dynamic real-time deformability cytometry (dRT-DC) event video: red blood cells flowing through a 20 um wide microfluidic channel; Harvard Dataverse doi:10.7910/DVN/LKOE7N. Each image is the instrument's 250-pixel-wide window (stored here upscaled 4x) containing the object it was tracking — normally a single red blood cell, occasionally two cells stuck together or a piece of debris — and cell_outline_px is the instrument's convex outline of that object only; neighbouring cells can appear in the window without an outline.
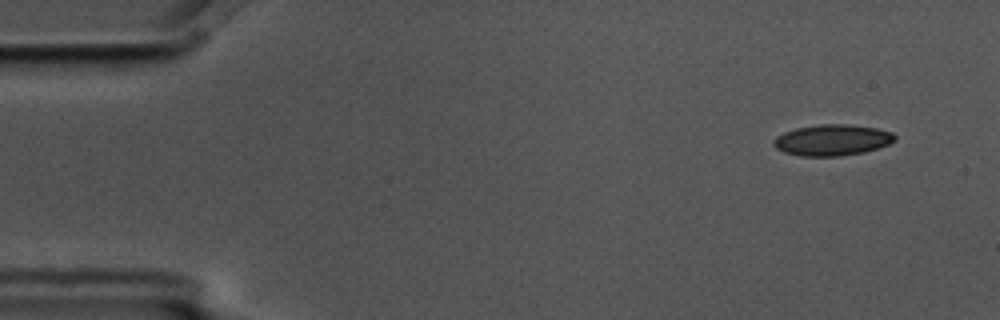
{"species": "common noctule bat (a hibernating species)", "species_latin": "Nyctalus noctula", "temperature_condition": "cold", "stored_images_in_passage": 5, "camera_frame_rate_fps": 3000, "um_per_image_px": 0.085, "animal": {"sex": "male", "body_mass_g": 17.5, "forearm_length_mm": 52.3}, "frame": {"image": 1, "passage_image": 1, "time_ms": 0.0, "image_size_px": [1000, 320], "cell_outline_px": [[896, 140], [888, 144], [864, 152], [840, 156], [800, 156], [784, 152], [776, 148], [772, 144], [772, 140], [776, 136], [784, 132], [796, 128], [820, 124], [848, 124], [876, 128], [892, 132], [896, 136]], "centroid_in_image_um": [70.71, 11.9], "position_along_channel_um": 14.3, "area_um2": 22.02}}
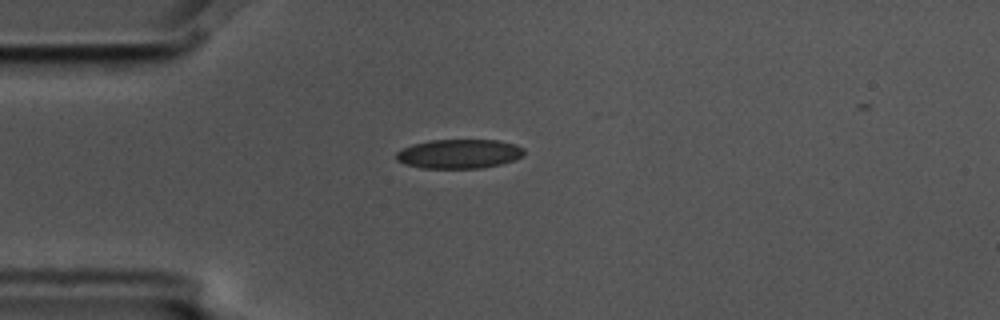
{"frame": {"image": 2, "passage_image": 4, "time_ms": 1.0, "image_size_px": [1000, 320], "cell_outline_px": [[524, 152], [520, 156], [512, 160], [500, 164], [480, 168], [420, 168], [396, 160], [396, 152], [412, 144], [432, 140], [500, 140], [516, 144], [524, 148]], "centroid_in_image_um": [39.02, 13.07], "position_along_channel_um": 46.0, "area_um2": 21.62}}